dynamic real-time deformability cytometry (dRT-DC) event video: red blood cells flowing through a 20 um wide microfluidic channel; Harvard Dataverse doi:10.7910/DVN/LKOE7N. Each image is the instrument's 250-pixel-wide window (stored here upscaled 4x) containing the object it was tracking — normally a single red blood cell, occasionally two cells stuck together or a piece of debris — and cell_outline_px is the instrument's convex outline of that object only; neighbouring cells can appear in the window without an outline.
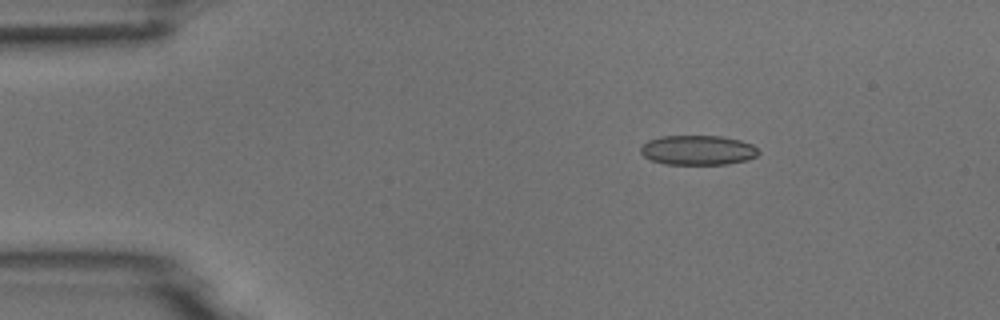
{"species": "common noctule bat (a hibernating species)", "species_latin": "Nyctalus noctula", "temperature_condition": "room temperature", "stored_images_in_passage": 3, "camera_frame_rate_fps": 3000, "um_per_image_px": 0.085, "animal": {"sex": "male", "body_mass_g": 18.8}, "frame": {"image": 1, "passage_image": 1, "time_ms": 0.0, "image_size_px": [1000, 320], "cell_outline_px": [[760, 152], [756, 156], [748, 160], [728, 164], [664, 164], [652, 160], [644, 156], [640, 152], [640, 148], [648, 140], [660, 136], [720, 136], [740, 140], [752, 144]], "centroid_in_image_um": [59.32, 12.76], "position_along_channel_um": 25.7, "area_um2": 20.4}}
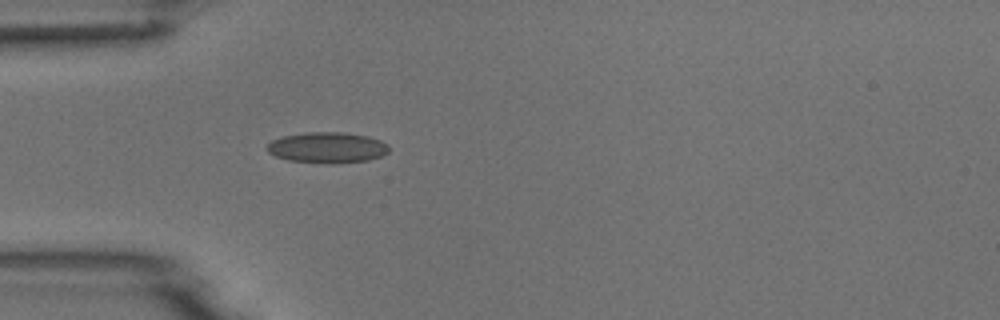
{"frame": {"image": 2, "passage_image": 3, "time_ms": 0.667, "image_size_px": [1000, 320], "cell_outline_px": [[388, 152], [380, 156], [368, 160], [336, 164], [324, 164], [288, 160], [276, 156], [268, 152], [264, 148], [272, 140], [284, 136], [308, 132], [344, 132], [368, 136], [380, 140], [388, 144]], "centroid_in_image_um": [27.81, 12.55], "position_along_channel_um": 57.2, "area_um2": 22.08}}